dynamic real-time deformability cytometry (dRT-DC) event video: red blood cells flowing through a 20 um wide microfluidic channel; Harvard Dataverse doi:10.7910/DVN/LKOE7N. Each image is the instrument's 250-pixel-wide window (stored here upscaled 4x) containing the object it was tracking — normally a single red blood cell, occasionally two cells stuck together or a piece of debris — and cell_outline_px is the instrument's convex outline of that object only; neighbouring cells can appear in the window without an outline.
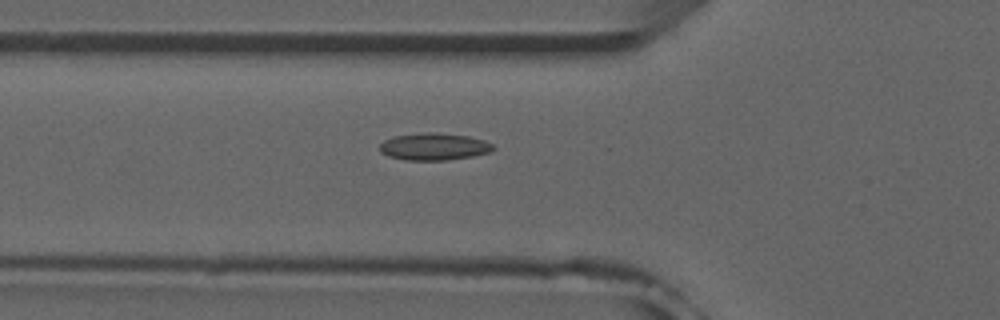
{"species": "common noctule bat (a hibernating species)", "species_latin": "Nyctalus noctula", "temperature_condition": "room temperature", "stored_images_in_passage": 14, "camera_frame_rate_fps": 3000, "um_per_image_px": 0.085, "animal": {"sex": "male", "forearm_length_mm": 52.5}, "frame": {"image": 1, "passage_image": 5, "time_ms": 1.333, "image_size_px": [1000, 320], "cell_outline_px": [[496, 148], [492, 152], [472, 156], [448, 160], [404, 160], [388, 156], [380, 152], [380, 144], [384, 140], [392, 136], [424, 132], [436, 132], [468, 136], [484, 140], [492, 144]], "centroid_in_image_um": [36.89, 12.46], "position_along_channel_um": 88.9, "area_um2": 18.15}}
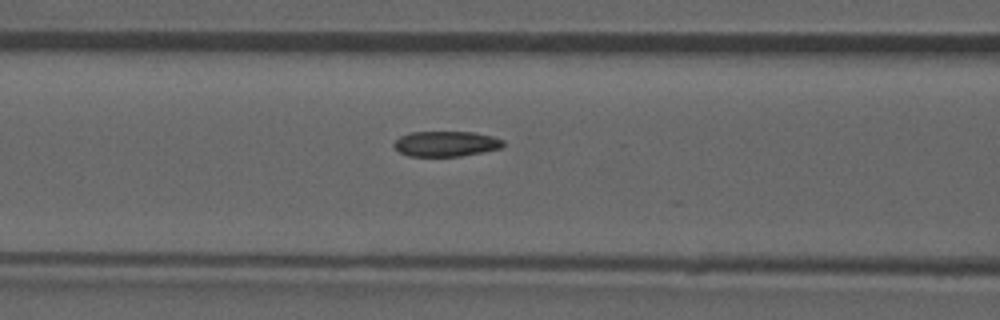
{"frame": {"image": 2, "passage_image": 8, "time_ms": 2.333, "image_size_px": [1000, 320], "cell_outline_px": [[504, 144], [500, 148], [460, 156], [408, 156], [400, 152], [392, 144], [400, 136], [412, 132], [472, 132], [492, 136], [504, 140]], "centroid_in_image_um": [37.89, 12.22], "position_along_channel_um": 128.7, "area_um2": 15.95}}